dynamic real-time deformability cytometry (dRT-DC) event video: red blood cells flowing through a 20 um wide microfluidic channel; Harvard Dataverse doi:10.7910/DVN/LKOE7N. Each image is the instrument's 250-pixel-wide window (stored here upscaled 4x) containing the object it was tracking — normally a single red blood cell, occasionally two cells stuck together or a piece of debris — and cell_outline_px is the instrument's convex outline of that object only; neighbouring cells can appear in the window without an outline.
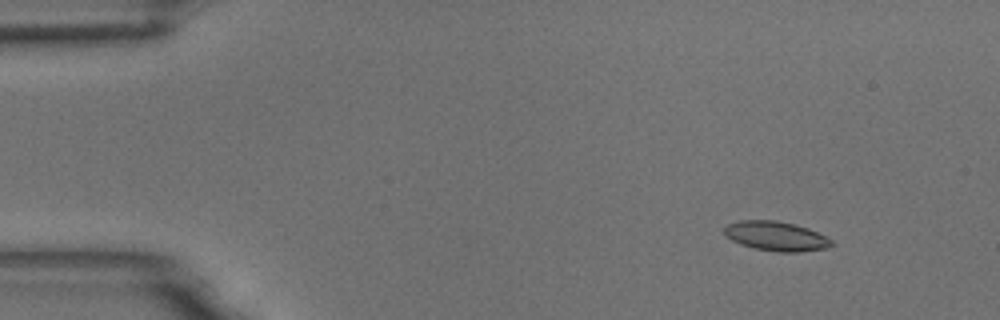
{"species": "common noctule bat (a hibernating species)", "species_latin": "Nyctalus noctula", "temperature_condition": "room temperature", "stored_images_in_passage": 52, "camera_frame_rate_fps": 3000, "um_per_image_px": 0.085, "animal": {"sex": "male", "body_mass_g": 18.8}, "frame": {"image": 1, "passage_image": 1, "time_ms": 0.0, "image_size_px": [1000, 320], "cell_outline_px": [[836, 244], [824, 248], [800, 252], [776, 252], [752, 248], [740, 244], [732, 240], [724, 232], [724, 228], [728, 224], [740, 220], [776, 220], [796, 224], [808, 228], [832, 240]], "centroid_in_image_um": [65.97, 20.07], "position_along_channel_um": 19.0, "area_um2": 18.44}}
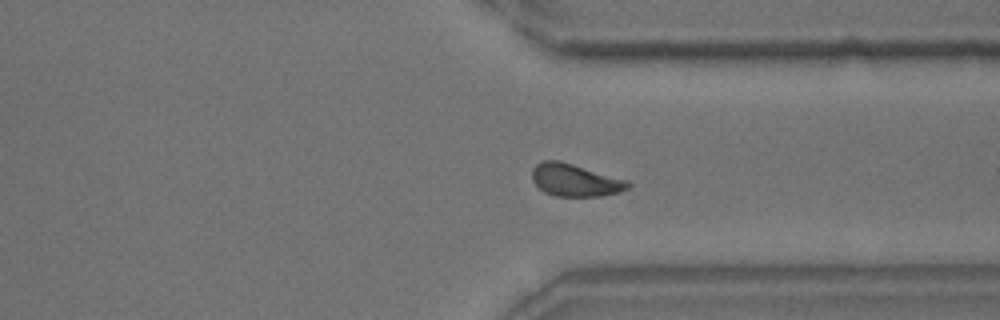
{"frame": {"image": 2, "passage_image": 38, "time_ms": 12.333, "image_size_px": [1000, 320], "cell_outline_px": [[632, 184], [628, 188], [620, 192], [600, 196], [556, 196], [544, 192], [532, 180], [532, 168], [536, 164], [544, 160], [560, 160], [628, 180]], "centroid_in_image_um": [48.89, 15.3], "position_along_channel_um": 362.5, "area_um2": 18.21}}
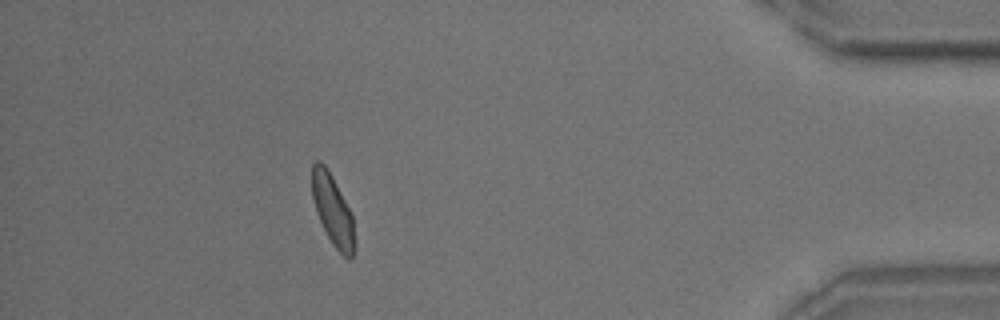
{"frame": {"image": 3, "passage_image": 46, "time_ms": 15.0, "image_size_px": [1000, 320], "cell_outline_px": [[356, 248], [352, 260], [348, 260], [332, 244], [316, 212], [312, 196], [312, 164], [316, 160], [320, 160], [324, 164], [332, 176], [352, 216], [356, 244]], "centroid_in_image_um": [28.3, 17.91], "position_along_channel_um": 406.9, "area_um2": 17.46}, "authors_computed_cell_mechanics": {"area_um2": 18.0625, "velocity_mm_per_s": 3.5495, "shape_relaxation_time_tau1_ms": 3.7317, "shape_relaxation_time_tau2_ms": 3.5308, "deformation_change_tau1": 0.1206, "deformation_change_tau2": 0.0822}}